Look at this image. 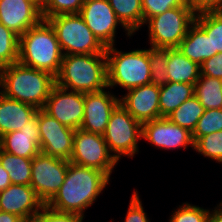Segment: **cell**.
Here are the masks:
<instances>
[{
  "label": "cell",
  "instance_id": "e0dca14e",
  "mask_svg": "<svg viewBox=\"0 0 222 222\" xmlns=\"http://www.w3.org/2000/svg\"><path fill=\"white\" fill-rule=\"evenodd\" d=\"M120 104L141 124L161 118L159 87L154 84L128 90L121 96Z\"/></svg>",
  "mask_w": 222,
  "mask_h": 222
},
{
  "label": "cell",
  "instance_id": "7a4b0ae2",
  "mask_svg": "<svg viewBox=\"0 0 222 222\" xmlns=\"http://www.w3.org/2000/svg\"><path fill=\"white\" fill-rule=\"evenodd\" d=\"M54 85L51 73L20 62L0 68V93L37 109L44 107Z\"/></svg>",
  "mask_w": 222,
  "mask_h": 222
},
{
  "label": "cell",
  "instance_id": "9c48e42d",
  "mask_svg": "<svg viewBox=\"0 0 222 222\" xmlns=\"http://www.w3.org/2000/svg\"><path fill=\"white\" fill-rule=\"evenodd\" d=\"M69 162L97 169L109 177L118 164V161L109 152L102 134L90 133L81 129L75 130L73 152Z\"/></svg>",
  "mask_w": 222,
  "mask_h": 222
},
{
  "label": "cell",
  "instance_id": "d6a6232c",
  "mask_svg": "<svg viewBox=\"0 0 222 222\" xmlns=\"http://www.w3.org/2000/svg\"><path fill=\"white\" fill-rule=\"evenodd\" d=\"M85 0H44L41 15L44 20L60 14L79 13Z\"/></svg>",
  "mask_w": 222,
  "mask_h": 222
},
{
  "label": "cell",
  "instance_id": "4316f807",
  "mask_svg": "<svg viewBox=\"0 0 222 222\" xmlns=\"http://www.w3.org/2000/svg\"><path fill=\"white\" fill-rule=\"evenodd\" d=\"M205 108L198 98L193 95L176 108L168 118L176 125L188 129L191 133L196 127L199 118L204 114Z\"/></svg>",
  "mask_w": 222,
  "mask_h": 222
},
{
  "label": "cell",
  "instance_id": "836d02e7",
  "mask_svg": "<svg viewBox=\"0 0 222 222\" xmlns=\"http://www.w3.org/2000/svg\"><path fill=\"white\" fill-rule=\"evenodd\" d=\"M210 209L183 203L179 205L169 218V222H209Z\"/></svg>",
  "mask_w": 222,
  "mask_h": 222
},
{
  "label": "cell",
  "instance_id": "ac0fdd59",
  "mask_svg": "<svg viewBox=\"0 0 222 222\" xmlns=\"http://www.w3.org/2000/svg\"><path fill=\"white\" fill-rule=\"evenodd\" d=\"M44 205L31 185L11 184L0 192V211L15 214L25 222Z\"/></svg>",
  "mask_w": 222,
  "mask_h": 222
},
{
  "label": "cell",
  "instance_id": "d4e9b609",
  "mask_svg": "<svg viewBox=\"0 0 222 222\" xmlns=\"http://www.w3.org/2000/svg\"><path fill=\"white\" fill-rule=\"evenodd\" d=\"M194 95L205 110L222 109V80L200 75L194 84Z\"/></svg>",
  "mask_w": 222,
  "mask_h": 222
},
{
  "label": "cell",
  "instance_id": "6da1fadb",
  "mask_svg": "<svg viewBox=\"0 0 222 222\" xmlns=\"http://www.w3.org/2000/svg\"><path fill=\"white\" fill-rule=\"evenodd\" d=\"M109 180L110 177L102 171L69 162L63 184L46 205L59 212L84 216Z\"/></svg>",
  "mask_w": 222,
  "mask_h": 222
},
{
  "label": "cell",
  "instance_id": "7c38bea8",
  "mask_svg": "<svg viewBox=\"0 0 222 222\" xmlns=\"http://www.w3.org/2000/svg\"><path fill=\"white\" fill-rule=\"evenodd\" d=\"M42 110L61 124L80 129L84 118V93L54 85Z\"/></svg>",
  "mask_w": 222,
  "mask_h": 222
},
{
  "label": "cell",
  "instance_id": "4fadbf2b",
  "mask_svg": "<svg viewBox=\"0 0 222 222\" xmlns=\"http://www.w3.org/2000/svg\"><path fill=\"white\" fill-rule=\"evenodd\" d=\"M79 14L105 48L115 45L116 28L124 26L108 0H85Z\"/></svg>",
  "mask_w": 222,
  "mask_h": 222
},
{
  "label": "cell",
  "instance_id": "e575fe53",
  "mask_svg": "<svg viewBox=\"0 0 222 222\" xmlns=\"http://www.w3.org/2000/svg\"><path fill=\"white\" fill-rule=\"evenodd\" d=\"M85 216L76 213L59 212L44 205L28 222H83Z\"/></svg>",
  "mask_w": 222,
  "mask_h": 222
},
{
  "label": "cell",
  "instance_id": "ffe728a7",
  "mask_svg": "<svg viewBox=\"0 0 222 222\" xmlns=\"http://www.w3.org/2000/svg\"><path fill=\"white\" fill-rule=\"evenodd\" d=\"M37 111L34 106L10 99L0 93V137L21 130Z\"/></svg>",
  "mask_w": 222,
  "mask_h": 222
},
{
  "label": "cell",
  "instance_id": "8fae6325",
  "mask_svg": "<svg viewBox=\"0 0 222 222\" xmlns=\"http://www.w3.org/2000/svg\"><path fill=\"white\" fill-rule=\"evenodd\" d=\"M38 126L41 152L69 161L73 152L75 130L61 124L42 109H38Z\"/></svg>",
  "mask_w": 222,
  "mask_h": 222
},
{
  "label": "cell",
  "instance_id": "603a6c76",
  "mask_svg": "<svg viewBox=\"0 0 222 222\" xmlns=\"http://www.w3.org/2000/svg\"><path fill=\"white\" fill-rule=\"evenodd\" d=\"M194 95V84L168 82L159 87V107L161 117H168L184 101Z\"/></svg>",
  "mask_w": 222,
  "mask_h": 222
},
{
  "label": "cell",
  "instance_id": "b9f144b4",
  "mask_svg": "<svg viewBox=\"0 0 222 222\" xmlns=\"http://www.w3.org/2000/svg\"><path fill=\"white\" fill-rule=\"evenodd\" d=\"M0 222H25L21 217L8 213L0 211Z\"/></svg>",
  "mask_w": 222,
  "mask_h": 222
},
{
  "label": "cell",
  "instance_id": "cb8c5ba5",
  "mask_svg": "<svg viewBox=\"0 0 222 222\" xmlns=\"http://www.w3.org/2000/svg\"><path fill=\"white\" fill-rule=\"evenodd\" d=\"M126 35L131 37L144 25L141 0H108Z\"/></svg>",
  "mask_w": 222,
  "mask_h": 222
},
{
  "label": "cell",
  "instance_id": "7402d4cb",
  "mask_svg": "<svg viewBox=\"0 0 222 222\" xmlns=\"http://www.w3.org/2000/svg\"><path fill=\"white\" fill-rule=\"evenodd\" d=\"M200 65L184 56L178 48H167V79L169 82L195 84Z\"/></svg>",
  "mask_w": 222,
  "mask_h": 222
},
{
  "label": "cell",
  "instance_id": "74e56055",
  "mask_svg": "<svg viewBox=\"0 0 222 222\" xmlns=\"http://www.w3.org/2000/svg\"><path fill=\"white\" fill-rule=\"evenodd\" d=\"M200 75L222 80V53H217L211 58L206 59L200 65Z\"/></svg>",
  "mask_w": 222,
  "mask_h": 222
},
{
  "label": "cell",
  "instance_id": "44dd1931",
  "mask_svg": "<svg viewBox=\"0 0 222 222\" xmlns=\"http://www.w3.org/2000/svg\"><path fill=\"white\" fill-rule=\"evenodd\" d=\"M177 48L198 65L212 57L211 36H208L195 21L188 28L185 38Z\"/></svg>",
  "mask_w": 222,
  "mask_h": 222
},
{
  "label": "cell",
  "instance_id": "ee69618b",
  "mask_svg": "<svg viewBox=\"0 0 222 222\" xmlns=\"http://www.w3.org/2000/svg\"><path fill=\"white\" fill-rule=\"evenodd\" d=\"M32 1H34L41 8L44 0H32Z\"/></svg>",
  "mask_w": 222,
  "mask_h": 222
},
{
  "label": "cell",
  "instance_id": "9a60e30c",
  "mask_svg": "<svg viewBox=\"0 0 222 222\" xmlns=\"http://www.w3.org/2000/svg\"><path fill=\"white\" fill-rule=\"evenodd\" d=\"M119 103L120 98L105 89L84 93V118L80 129L103 135L110 115Z\"/></svg>",
  "mask_w": 222,
  "mask_h": 222
},
{
  "label": "cell",
  "instance_id": "ab89813d",
  "mask_svg": "<svg viewBox=\"0 0 222 222\" xmlns=\"http://www.w3.org/2000/svg\"><path fill=\"white\" fill-rule=\"evenodd\" d=\"M12 184L9 173L2 167L0 163V192L5 190Z\"/></svg>",
  "mask_w": 222,
  "mask_h": 222
},
{
  "label": "cell",
  "instance_id": "60d3db41",
  "mask_svg": "<svg viewBox=\"0 0 222 222\" xmlns=\"http://www.w3.org/2000/svg\"><path fill=\"white\" fill-rule=\"evenodd\" d=\"M209 222H222V201L210 211Z\"/></svg>",
  "mask_w": 222,
  "mask_h": 222
},
{
  "label": "cell",
  "instance_id": "484cf974",
  "mask_svg": "<svg viewBox=\"0 0 222 222\" xmlns=\"http://www.w3.org/2000/svg\"><path fill=\"white\" fill-rule=\"evenodd\" d=\"M0 163L9 173L12 184L30 185L32 159L16 156L0 149Z\"/></svg>",
  "mask_w": 222,
  "mask_h": 222
},
{
  "label": "cell",
  "instance_id": "277c9868",
  "mask_svg": "<svg viewBox=\"0 0 222 222\" xmlns=\"http://www.w3.org/2000/svg\"><path fill=\"white\" fill-rule=\"evenodd\" d=\"M63 59L56 33L51 24L42 19L19 37L18 62L56 76Z\"/></svg>",
  "mask_w": 222,
  "mask_h": 222
},
{
  "label": "cell",
  "instance_id": "83f0119b",
  "mask_svg": "<svg viewBox=\"0 0 222 222\" xmlns=\"http://www.w3.org/2000/svg\"><path fill=\"white\" fill-rule=\"evenodd\" d=\"M194 21L211 36L212 56L222 53V10L197 13Z\"/></svg>",
  "mask_w": 222,
  "mask_h": 222
},
{
  "label": "cell",
  "instance_id": "1f68e13d",
  "mask_svg": "<svg viewBox=\"0 0 222 222\" xmlns=\"http://www.w3.org/2000/svg\"><path fill=\"white\" fill-rule=\"evenodd\" d=\"M222 130V109H208L199 118L195 129L192 132V138L195 142L200 137Z\"/></svg>",
  "mask_w": 222,
  "mask_h": 222
},
{
  "label": "cell",
  "instance_id": "f1b7e54d",
  "mask_svg": "<svg viewBox=\"0 0 222 222\" xmlns=\"http://www.w3.org/2000/svg\"><path fill=\"white\" fill-rule=\"evenodd\" d=\"M19 36L0 23V68L18 62Z\"/></svg>",
  "mask_w": 222,
  "mask_h": 222
},
{
  "label": "cell",
  "instance_id": "f546056e",
  "mask_svg": "<svg viewBox=\"0 0 222 222\" xmlns=\"http://www.w3.org/2000/svg\"><path fill=\"white\" fill-rule=\"evenodd\" d=\"M151 67L150 83L158 87L164 86L169 81L167 79V48L148 49Z\"/></svg>",
  "mask_w": 222,
  "mask_h": 222
},
{
  "label": "cell",
  "instance_id": "4dcf8cb0",
  "mask_svg": "<svg viewBox=\"0 0 222 222\" xmlns=\"http://www.w3.org/2000/svg\"><path fill=\"white\" fill-rule=\"evenodd\" d=\"M194 150L222 164V130L204 135L194 142Z\"/></svg>",
  "mask_w": 222,
  "mask_h": 222
},
{
  "label": "cell",
  "instance_id": "5b68a950",
  "mask_svg": "<svg viewBox=\"0 0 222 222\" xmlns=\"http://www.w3.org/2000/svg\"><path fill=\"white\" fill-rule=\"evenodd\" d=\"M107 57L108 88L120 86L131 90L150 84V61L148 49L130 52L116 50L115 45L105 50Z\"/></svg>",
  "mask_w": 222,
  "mask_h": 222
},
{
  "label": "cell",
  "instance_id": "5bb4252c",
  "mask_svg": "<svg viewBox=\"0 0 222 222\" xmlns=\"http://www.w3.org/2000/svg\"><path fill=\"white\" fill-rule=\"evenodd\" d=\"M142 139L147 140L154 147L164 150L194 149L192 133L179 125L174 124L168 117H161L142 124Z\"/></svg>",
  "mask_w": 222,
  "mask_h": 222
},
{
  "label": "cell",
  "instance_id": "3957f363",
  "mask_svg": "<svg viewBox=\"0 0 222 222\" xmlns=\"http://www.w3.org/2000/svg\"><path fill=\"white\" fill-rule=\"evenodd\" d=\"M55 84L81 93L109 89L106 54L63 55Z\"/></svg>",
  "mask_w": 222,
  "mask_h": 222
},
{
  "label": "cell",
  "instance_id": "f35d334b",
  "mask_svg": "<svg viewBox=\"0 0 222 222\" xmlns=\"http://www.w3.org/2000/svg\"><path fill=\"white\" fill-rule=\"evenodd\" d=\"M217 10H222V0H193V11L196 14Z\"/></svg>",
  "mask_w": 222,
  "mask_h": 222
},
{
  "label": "cell",
  "instance_id": "7bdbcfd3",
  "mask_svg": "<svg viewBox=\"0 0 222 222\" xmlns=\"http://www.w3.org/2000/svg\"><path fill=\"white\" fill-rule=\"evenodd\" d=\"M184 5H188L193 9V0H180Z\"/></svg>",
  "mask_w": 222,
  "mask_h": 222
},
{
  "label": "cell",
  "instance_id": "ba28073f",
  "mask_svg": "<svg viewBox=\"0 0 222 222\" xmlns=\"http://www.w3.org/2000/svg\"><path fill=\"white\" fill-rule=\"evenodd\" d=\"M103 137L109 152L117 161L122 156L134 157L139 152L142 124L119 103L110 115Z\"/></svg>",
  "mask_w": 222,
  "mask_h": 222
},
{
  "label": "cell",
  "instance_id": "52a82bcc",
  "mask_svg": "<svg viewBox=\"0 0 222 222\" xmlns=\"http://www.w3.org/2000/svg\"><path fill=\"white\" fill-rule=\"evenodd\" d=\"M196 13L188 6H178L149 18L150 46L154 48H177L185 38L188 28L195 20Z\"/></svg>",
  "mask_w": 222,
  "mask_h": 222
},
{
  "label": "cell",
  "instance_id": "2e32d148",
  "mask_svg": "<svg viewBox=\"0 0 222 222\" xmlns=\"http://www.w3.org/2000/svg\"><path fill=\"white\" fill-rule=\"evenodd\" d=\"M42 19L40 7L32 0H0V23L19 37Z\"/></svg>",
  "mask_w": 222,
  "mask_h": 222
},
{
  "label": "cell",
  "instance_id": "d6986e66",
  "mask_svg": "<svg viewBox=\"0 0 222 222\" xmlns=\"http://www.w3.org/2000/svg\"><path fill=\"white\" fill-rule=\"evenodd\" d=\"M40 133L37 114L21 130L0 137V149L16 156L33 159L40 150Z\"/></svg>",
  "mask_w": 222,
  "mask_h": 222
},
{
  "label": "cell",
  "instance_id": "8992f818",
  "mask_svg": "<svg viewBox=\"0 0 222 222\" xmlns=\"http://www.w3.org/2000/svg\"><path fill=\"white\" fill-rule=\"evenodd\" d=\"M53 27L63 55L106 54L79 13L60 14L46 19Z\"/></svg>",
  "mask_w": 222,
  "mask_h": 222
},
{
  "label": "cell",
  "instance_id": "30bf717a",
  "mask_svg": "<svg viewBox=\"0 0 222 222\" xmlns=\"http://www.w3.org/2000/svg\"><path fill=\"white\" fill-rule=\"evenodd\" d=\"M69 161L42 152L32 159L30 185L46 205L63 184Z\"/></svg>",
  "mask_w": 222,
  "mask_h": 222
},
{
  "label": "cell",
  "instance_id": "8d00e7d4",
  "mask_svg": "<svg viewBox=\"0 0 222 222\" xmlns=\"http://www.w3.org/2000/svg\"><path fill=\"white\" fill-rule=\"evenodd\" d=\"M133 191L124 222H150L142 206V201L139 198L138 192L135 190Z\"/></svg>",
  "mask_w": 222,
  "mask_h": 222
},
{
  "label": "cell",
  "instance_id": "d590c367",
  "mask_svg": "<svg viewBox=\"0 0 222 222\" xmlns=\"http://www.w3.org/2000/svg\"><path fill=\"white\" fill-rule=\"evenodd\" d=\"M144 23L151 17L164 13L168 9L184 6L180 0H141Z\"/></svg>",
  "mask_w": 222,
  "mask_h": 222
}]
</instances>
